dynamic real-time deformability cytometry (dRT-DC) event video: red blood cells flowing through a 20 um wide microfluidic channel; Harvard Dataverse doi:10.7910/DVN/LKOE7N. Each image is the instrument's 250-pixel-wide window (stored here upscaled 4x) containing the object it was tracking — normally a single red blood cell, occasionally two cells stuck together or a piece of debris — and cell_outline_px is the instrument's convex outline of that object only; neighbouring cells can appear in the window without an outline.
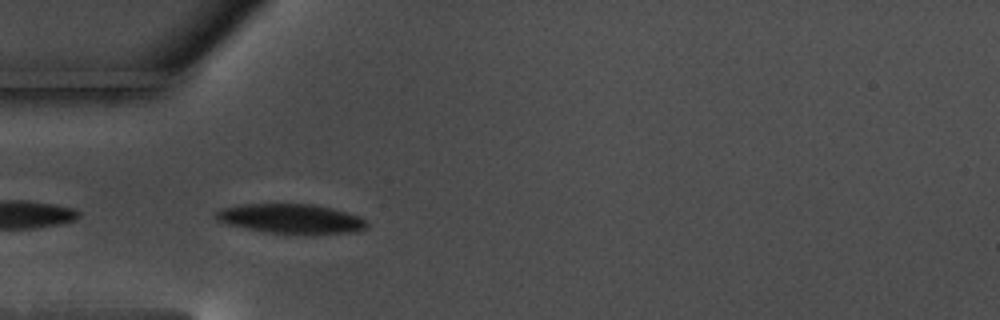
{"species": "common noctule bat (a hibernating species)", "species_latin": "Nyctalus noctula", "temperature_condition": "warm", "stored_images_in_passage": 11, "camera_frame_rate_fps": 3000, "um_per_image_px": 0.085, "animal": {"sex": "male", "body_mass_g": 17.5, "forearm_length_mm": 52.3}, "frame": {"image": 1, "passage_image": 2, "time_ms": 0.333, "image_size_px": [1000, 320], "cell_outline_px": [[368, 228], [352, 232], [312, 236], [264, 232], [244, 228], [228, 224], [216, 220], [212, 216], [220, 208], [244, 204], [312, 204], [332, 208], [360, 216], [368, 220]], "centroid_in_image_um": [24.77, 18.62], "position_along_channel_um": 60.2, "area_um2": 26.82}}
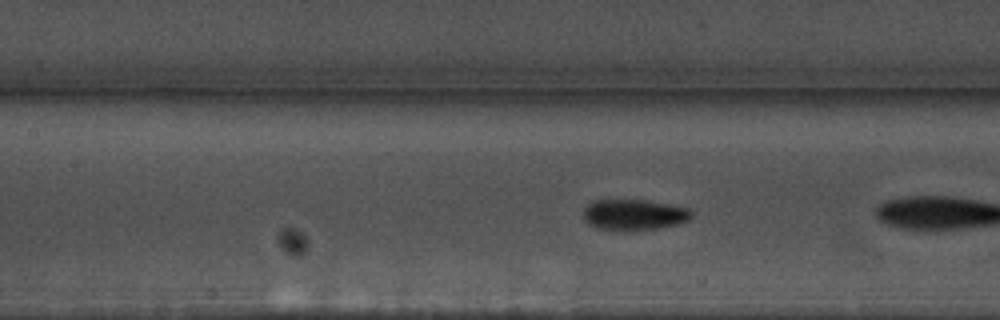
{"frame": {"image": 2, "passage_image": 8, "time_ms": 2.333, "image_size_px": [1000, 320], "cell_outline_px": [[692, 216], [688, 220], [676, 224], [656, 228], [632, 232], [620, 232], [596, 228], [588, 224], [584, 220], [584, 208], [592, 200], [644, 200], [688, 208], [692, 212]], "centroid_in_image_um": [53.83, 18.28], "position_along_channel_um": 153.6, "area_um2": 19.71}}